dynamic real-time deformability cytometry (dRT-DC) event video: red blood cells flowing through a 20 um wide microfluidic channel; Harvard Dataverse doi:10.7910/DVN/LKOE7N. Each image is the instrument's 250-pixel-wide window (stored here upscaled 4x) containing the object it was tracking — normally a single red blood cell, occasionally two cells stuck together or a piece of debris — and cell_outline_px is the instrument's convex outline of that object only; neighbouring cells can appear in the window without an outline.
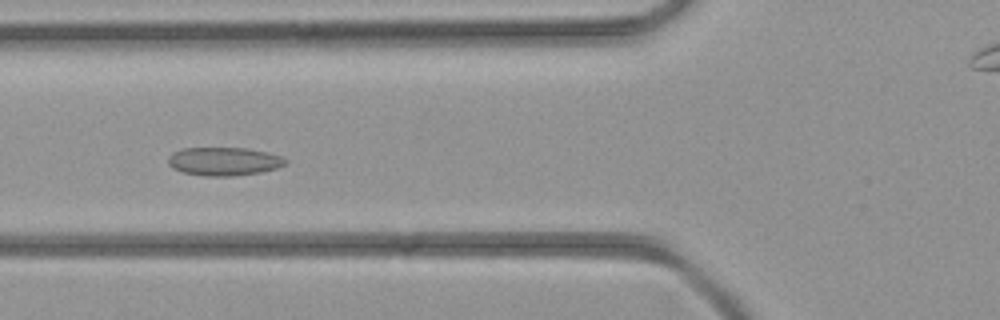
{"species": "common noctule bat (a hibernating species)", "species_latin": "Nyctalus noctula", "temperature_condition": "room temperature", "stored_images_in_passage": 42, "camera_frame_rate_fps": 3000, "um_per_image_px": 0.085, "animal": {"sex": "female", "body_mass_g": 21.9}, "frame": {"image": 1, "passage_image": 14, "time_ms": 4.333, "image_size_px": [1000, 320], "cell_outline_px": [[288, 160], [284, 164], [276, 168], [260, 172], [232, 176], [204, 176], [184, 172], [172, 168], [168, 164], [168, 156], [172, 152], [180, 148], [244, 148], [268, 152], [280, 156]], "centroid_in_image_um": [18.99, 13.71], "position_along_channel_um": 106.8, "area_um2": 19.36}}
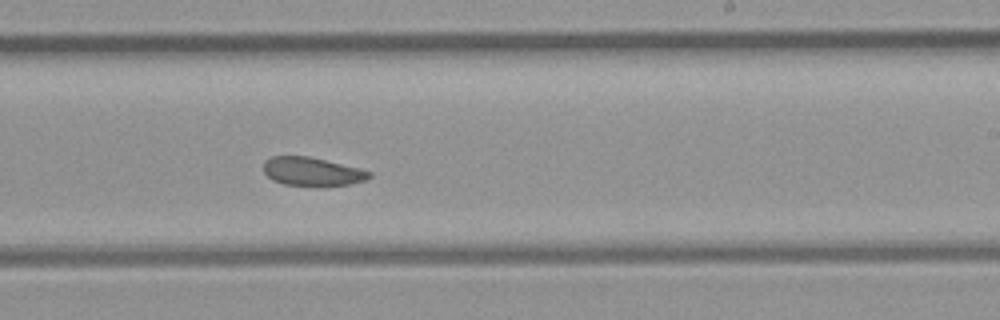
{"frame": {"image": 2, "passage_image": 24, "time_ms": 7.667, "image_size_px": [1000, 320], "cell_outline_px": [[372, 176], [368, 180], [352, 184], [324, 188], [312, 188], [284, 184], [272, 180], [264, 172], [264, 160], [272, 156], [308, 156], [360, 168], [372, 172]], "centroid_in_image_um": [26.58, 14.63], "position_along_channel_um": 262.4, "area_um2": 18.38}}
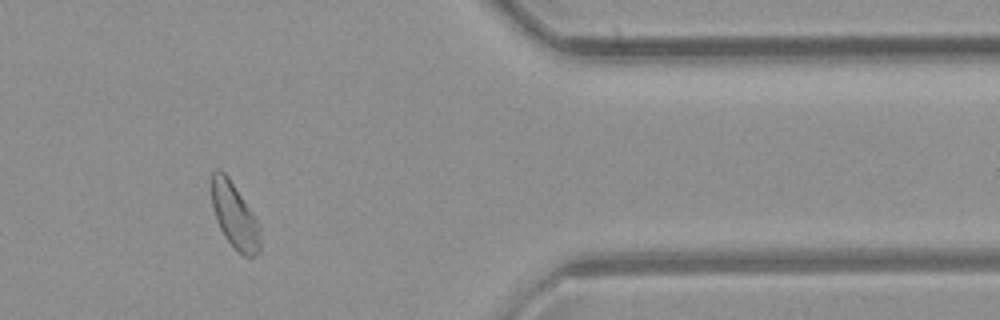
{"frame": {"image": 3, "passage_image": 34, "time_ms": 11.0, "image_size_px": [1000, 320], "cell_outline_px": [[260, 252], [256, 256], [244, 256], [236, 252], [224, 236], [216, 220], [212, 204], [212, 172], [216, 168], [220, 168], [228, 176], [260, 224]], "centroid_in_image_um": [19.95, 18.36], "position_along_channel_um": 391.5, "area_um2": 18.73}}